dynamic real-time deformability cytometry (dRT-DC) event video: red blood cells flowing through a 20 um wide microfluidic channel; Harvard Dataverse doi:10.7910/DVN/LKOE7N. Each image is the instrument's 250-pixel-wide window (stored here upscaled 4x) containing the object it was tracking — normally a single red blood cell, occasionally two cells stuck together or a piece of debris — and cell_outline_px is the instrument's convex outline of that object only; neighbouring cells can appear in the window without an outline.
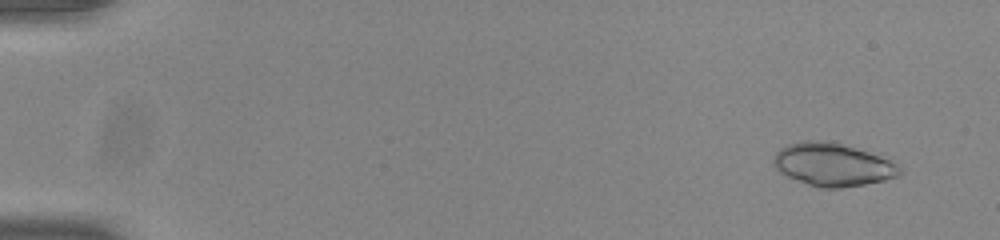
{"species": "common noctule bat (a hibernating species)", "species_latin": "Nyctalus noctula", "temperature_condition": "room temperature", "stored_images_in_passage": 53, "camera_frame_rate_fps": 3000, "um_per_image_px": 0.085, "animal": {"sex": "male", "body_mass_g": 20.0, "forearm_length_mm": 53.3}, "frame": {"image": 1, "passage_image": 4, "time_ms": 1.0, "image_size_px": [1000, 240], "cell_outline_px": [[900, 176], [884, 180], [864, 184], [840, 188], [820, 188], [808, 184], [788, 176], [780, 172], [772, 164], [772, 156], [780, 148], [788, 144], [800, 140], [836, 140], [880, 156], [896, 164], [900, 168]], "centroid_in_image_um": [70.74, 13.96], "position_along_channel_um": 14.3, "area_um2": 31.91}}